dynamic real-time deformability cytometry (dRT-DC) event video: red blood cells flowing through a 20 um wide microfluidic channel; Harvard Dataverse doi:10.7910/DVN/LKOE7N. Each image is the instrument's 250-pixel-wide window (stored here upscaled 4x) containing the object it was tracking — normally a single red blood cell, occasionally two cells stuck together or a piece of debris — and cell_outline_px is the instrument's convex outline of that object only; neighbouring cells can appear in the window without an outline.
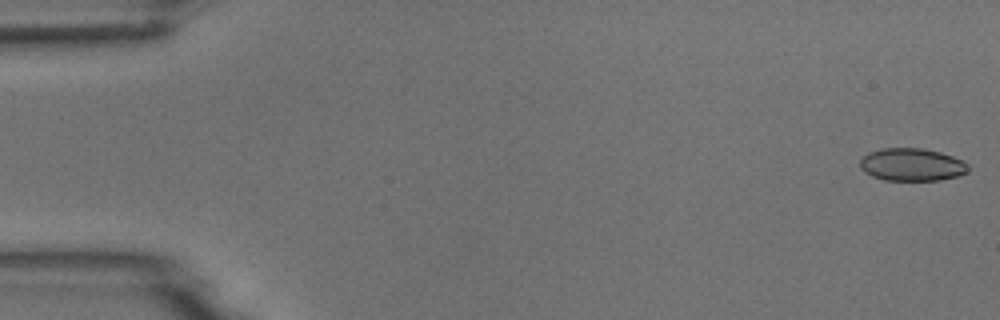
{"species": "common noctule bat (a hibernating species)", "species_latin": "Nyctalus noctula", "temperature_condition": "room temperature", "stored_images_in_passage": 5, "camera_frame_rate_fps": 3000, "um_per_image_px": 0.085, "animal": {"sex": "male", "body_mass_g": 18.8}, "frame": {"image": 1, "passage_image": 1, "time_ms": 0.0, "image_size_px": [1000, 320], "cell_outline_px": [[968, 172], [960, 176], [940, 180], [884, 180], [872, 176], [864, 172], [860, 168], [860, 160], [868, 152], [880, 148], [924, 148], [940, 152], [964, 160], [968, 164]], "centroid_in_image_um": [77.52, 13.99], "position_along_channel_um": 7.5, "area_um2": 20.87}}
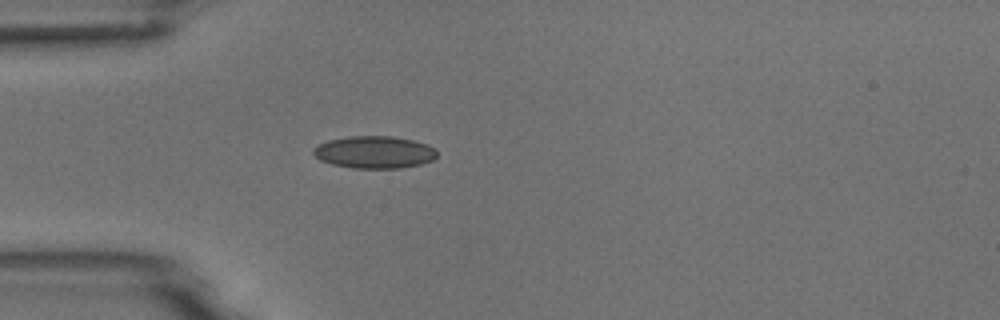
{"frame": {"image": 2, "passage_image": 5, "time_ms": 4.667, "image_size_px": [1000, 320], "cell_outline_px": [[436, 156], [432, 160], [420, 164], [400, 168], [352, 168], [332, 164], [320, 160], [312, 152], [312, 148], [328, 140], [348, 136], [392, 136], [412, 140], [428, 144], [436, 152]], "centroid_in_image_um": [31.79, 12.93], "position_along_channel_um": 53.2, "area_um2": 23.18}}